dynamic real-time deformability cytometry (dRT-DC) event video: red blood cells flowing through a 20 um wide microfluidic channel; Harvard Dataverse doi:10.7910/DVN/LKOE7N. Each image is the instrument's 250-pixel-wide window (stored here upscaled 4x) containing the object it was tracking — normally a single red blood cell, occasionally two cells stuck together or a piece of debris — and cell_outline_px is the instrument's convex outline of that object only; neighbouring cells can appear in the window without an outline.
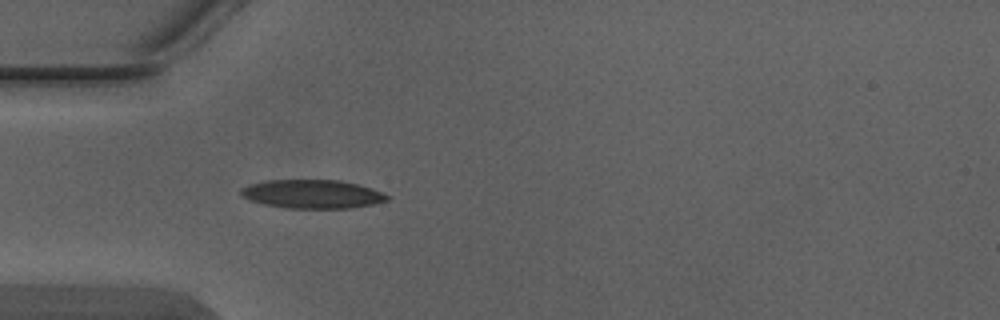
{"species": "Egyptian fruit bat (a non-hibernating species)", "species_latin": "Rousettus aegyptiacus", "temperature_condition": "warm", "stored_images_in_passage": 3, "camera_frame_rate_fps": 3000, "um_per_image_px": 0.085, "animal": {"sex": "male"}, "frame": {"image": 1, "passage_image": 3, "time_ms": 0.667, "image_size_px": [1000, 320], "cell_outline_px": [[392, 196], [388, 200], [372, 204], [352, 208], [284, 208], [264, 204], [248, 200], [240, 196], [240, 188], [248, 184], [264, 180], [340, 180], [372, 188]], "centroid_in_image_um": [26.51, 16.49], "position_along_channel_um": 58.5, "area_um2": 24.68}}